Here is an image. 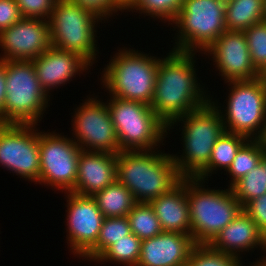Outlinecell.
I'll list each match as a JSON object with an SVG mask.
<instances>
[{
	"mask_svg": "<svg viewBox=\"0 0 266 266\" xmlns=\"http://www.w3.org/2000/svg\"><path fill=\"white\" fill-rule=\"evenodd\" d=\"M259 75L266 80V64L259 70Z\"/></svg>",
	"mask_w": 266,
	"mask_h": 266,
	"instance_id": "40",
	"label": "cell"
},
{
	"mask_svg": "<svg viewBox=\"0 0 266 266\" xmlns=\"http://www.w3.org/2000/svg\"><path fill=\"white\" fill-rule=\"evenodd\" d=\"M182 2L183 0H139L132 9L174 23L182 9Z\"/></svg>",
	"mask_w": 266,
	"mask_h": 266,
	"instance_id": "32",
	"label": "cell"
},
{
	"mask_svg": "<svg viewBox=\"0 0 266 266\" xmlns=\"http://www.w3.org/2000/svg\"><path fill=\"white\" fill-rule=\"evenodd\" d=\"M253 65L259 71L266 64V22L255 23L244 31Z\"/></svg>",
	"mask_w": 266,
	"mask_h": 266,
	"instance_id": "31",
	"label": "cell"
},
{
	"mask_svg": "<svg viewBox=\"0 0 266 266\" xmlns=\"http://www.w3.org/2000/svg\"><path fill=\"white\" fill-rule=\"evenodd\" d=\"M105 218L127 216L137 203L132 193L117 179L92 195Z\"/></svg>",
	"mask_w": 266,
	"mask_h": 266,
	"instance_id": "22",
	"label": "cell"
},
{
	"mask_svg": "<svg viewBox=\"0 0 266 266\" xmlns=\"http://www.w3.org/2000/svg\"><path fill=\"white\" fill-rule=\"evenodd\" d=\"M75 112L73 127L77 141L74 139V142L81 150L111 154L120 152L117 132L105 103L89 98Z\"/></svg>",
	"mask_w": 266,
	"mask_h": 266,
	"instance_id": "13",
	"label": "cell"
},
{
	"mask_svg": "<svg viewBox=\"0 0 266 266\" xmlns=\"http://www.w3.org/2000/svg\"><path fill=\"white\" fill-rule=\"evenodd\" d=\"M130 233L127 216L104 218L97 243L83 257L97 260L115 241Z\"/></svg>",
	"mask_w": 266,
	"mask_h": 266,
	"instance_id": "25",
	"label": "cell"
},
{
	"mask_svg": "<svg viewBox=\"0 0 266 266\" xmlns=\"http://www.w3.org/2000/svg\"><path fill=\"white\" fill-rule=\"evenodd\" d=\"M80 152L74 140L55 133H39V183L68 190V195L75 187Z\"/></svg>",
	"mask_w": 266,
	"mask_h": 266,
	"instance_id": "11",
	"label": "cell"
},
{
	"mask_svg": "<svg viewBox=\"0 0 266 266\" xmlns=\"http://www.w3.org/2000/svg\"><path fill=\"white\" fill-rule=\"evenodd\" d=\"M154 152L135 150L116 154V178L132 193L136 202L149 203L183 179L172 155Z\"/></svg>",
	"mask_w": 266,
	"mask_h": 266,
	"instance_id": "2",
	"label": "cell"
},
{
	"mask_svg": "<svg viewBox=\"0 0 266 266\" xmlns=\"http://www.w3.org/2000/svg\"><path fill=\"white\" fill-rule=\"evenodd\" d=\"M262 161L266 164V150H265V152H264V154H263Z\"/></svg>",
	"mask_w": 266,
	"mask_h": 266,
	"instance_id": "43",
	"label": "cell"
},
{
	"mask_svg": "<svg viewBox=\"0 0 266 266\" xmlns=\"http://www.w3.org/2000/svg\"><path fill=\"white\" fill-rule=\"evenodd\" d=\"M194 54L173 50L159 59L150 106L166 126L210 101L197 83Z\"/></svg>",
	"mask_w": 266,
	"mask_h": 266,
	"instance_id": "1",
	"label": "cell"
},
{
	"mask_svg": "<svg viewBox=\"0 0 266 266\" xmlns=\"http://www.w3.org/2000/svg\"><path fill=\"white\" fill-rule=\"evenodd\" d=\"M4 61H32L52 46L50 25L39 18H21L0 32Z\"/></svg>",
	"mask_w": 266,
	"mask_h": 266,
	"instance_id": "14",
	"label": "cell"
},
{
	"mask_svg": "<svg viewBox=\"0 0 266 266\" xmlns=\"http://www.w3.org/2000/svg\"><path fill=\"white\" fill-rule=\"evenodd\" d=\"M34 126L0 124V164L16 175L39 183V132Z\"/></svg>",
	"mask_w": 266,
	"mask_h": 266,
	"instance_id": "12",
	"label": "cell"
},
{
	"mask_svg": "<svg viewBox=\"0 0 266 266\" xmlns=\"http://www.w3.org/2000/svg\"><path fill=\"white\" fill-rule=\"evenodd\" d=\"M131 232L140 240L155 237L163 232L160 222L149 203L137 202L127 214Z\"/></svg>",
	"mask_w": 266,
	"mask_h": 266,
	"instance_id": "27",
	"label": "cell"
},
{
	"mask_svg": "<svg viewBox=\"0 0 266 266\" xmlns=\"http://www.w3.org/2000/svg\"><path fill=\"white\" fill-rule=\"evenodd\" d=\"M215 105L210 100L167 126L168 129L177 121L185 122L182 133L185 155L181 158L172 155L182 178H196L208 166L214 144L225 131L222 112Z\"/></svg>",
	"mask_w": 266,
	"mask_h": 266,
	"instance_id": "3",
	"label": "cell"
},
{
	"mask_svg": "<svg viewBox=\"0 0 266 266\" xmlns=\"http://www.w3.org/2000/svg\"><path fill=\"white\" fill-rule=\"evenodd\" d=\"M149 204L152 206L163 232L191 235L187 178H183L170 191L152 199Z\"/></svg>",
	"mask_w": 266,
	"mask_h": 266,
	"instance_id": "21",
	"label": "cell"
},
{
	"mask_svg": "<svg viewBox=\"0 0 266 266\" xmlns=\"http://www.w3.org/2000/svg\"><path fill=\"white\" fill-rule=\"evenodd\" d=\"M261 21H263V0H226L227 31L244 32Z\"/></svg>",
	"mask_w": 266,
	"mask_h": 266,
	"instance_id": "23",
	"label": "cell"
},
{
	"mask_svg": "<svg viewBox=\"0 0 266 266\" xmlns=\"http://www.w3.org/2000/svg\"><path fill=\"white\" fill-rule=\"evenodd\" d=\"M195 245L191 235L162 232L142 240L137 266H185Z\"/></svg>",
	"mask_w": 266,
	"mask_h": 266,
	"instance_id": "17",
	"label": "cell"
},
{
	"mask_svg": "<svg viewBox=\"0 0 266 266\" xmlns=\"http://www.w3.org/2000/svg\"><path fill=\"white\" fill-rule=\"evenodd\" d=\"M242 208L251 200L266 193V164H257L249 173L230 186Z\"/></svg>",
	"mask_w": 266,
	"mask_h": 266,
	"instance_id": "26",
	"label": "cell"
},
{
	"mask_svg": "<svg viewBox=\"0 0 266 266\" xmlns=\"http://www.w3.org/2000/svg\"><path fill=\"white\" fill-rule=\"evenodd\" d=\"M23 18L49 20L58 0H15ZM45 17V18H44ZM47 17V18H46Z\"/></svg>",
	"mask_w": 266,
	"mask_h": 266,
	"instance_id": "33",
	"label": "cell"
},
{
	"mask_svg": "<svg viewBox=\"0 0 266 266\" xmlns=\"http://www.w3.org/2000/svg\"><path fill=\"white\" fill-rule=\"evenodd\" d=\"M95 20L100 18L79 4L58 0L48 20L52 46L77 53L92 64L97 55Z\"/></svg>",
	"mask_w": 266,
	"mask_h": 266,
	"instance_id": "9",
	"label": "cell"
},
{
	"mask_svg": "<svg viewBox=\"0 0 266 266\" xmlns=\"http://www.w3.org/2000/svg\"><path fill=\"white\" fill-rule=\"evenodd\" d=\"M47 95L32 61H6L4 124L36 125L47 107Z\"/></svg>",
	"mask_w": 266,
	"mask_h": 266,
	"instance_id": "6",
	"label": "cell"
},
{
	"mask_svg": "<svg viewBox=\"0 0 266 266\" xmlns=\"http://www.w3.org/2000/svg\"><path fill=\"white\" fill-rule=\"evenodd\" d=\"M263 21L266 22V0H263Z\"/></svg>",
	"mask_w": 266,
	"mask_h": 266,
	"instance_id": "41",
	"label": "cell"
},
{
	"mask_svg": "<svg viewBox=\"0 0 266 266\" xmlns=\"http://www.w3.org/2000/svg\"><path fill=\"white\" fill-rule=\"evenodd\" d=\"M202 181L187 178V200L191 222V236L195 244H209L215 236L242 211L231 188L209 190Z\"/></svg>",
	"mask_w": 266,
	"mask_h": 266,
	"instance_id": "4",
	"label": "cell"
},
{
	"mask_svg": "<svg viewBox=\"0 0 266 266\" xmlns=\"http://www.w3.org/2000/svg\"><path fill=\"white\" fill-rule=\"evenodd\" d=\"M242 210L252 218L259 230L266 236V193L249 201Z\"/></svg>",
	"mask_w": 266,
	"mask_h": 266,
	"instance_id": "34",
	"label": "cell"
},
{
	"mask_svg": "<svg viewBox=\"0 0 266 266\" xmlns=\"http://www.w3.org/2000/svg\"><path fill=\"white\" fill-rule=\"evenodd\" d=\"M5 100H6V61L0 60V124H4Z\"/></svg>",
	"mask_w": 266,
	"mask_h": 266,
	"instance_id": "37",
	"label": "cell"
},
{
	"mask_svg": "<svg viewBox=\"0 0 266 266\" xmlns=\"http://www.w3.org/2000/svg\"><path fill=\"white\" fill-rule=\"evenodd\" d=\"M118 3V7L120 10L124 9H130L132 10V8L137 4V2L139 0H116Z\"/></svg>",
	"mask_w": 266,
	"mask_h": 266,
	"instance_id": "38",
	"label": "cell"
},
{
	"mask_svg": "<svg viewBox=\"0 0 266 266\" xmlns=\"http://www.w3.org/2000/svg\"><path fill=\"white\" fill-rule=\"evenodd\" d=\"M248 140L244 135L224 131L214 144L208 166L196 178L204 182V178L217 167L228 170L238 150Z\"/></svg>",
	"mask_w": 266,
	"mask_h": 266,
	"instance_id": "24",
	"label": "cell"
},
{
	"mask_svg": "<svg viewBox=\"0 0 266 266\" xmlns=\"http://www.w3.org/2000/svg\"><path fill=\"white\" fill-rule=\"evenodd\" d=\"M32 62L37 78L47 94L50 88L65 84L78 71H84L91 66L77 53L61 50L53 46L49 47Z\"/></svg>",
	"mask_w": 266,
	"mask_h": 266,
	"instance_id": "19",
	"label": "cell"
},
{
	"mask_svg": "<svg viewBox=\"0 0 266 266\" xmlns=\"http://www.w3.org/2000/svg\"><path fill=\"white\" fill-rule=\"evenodd\" d=\"M22 18L15 0H0V32Z\"/></svg>",
	"mask_w": 266,
	"mask_h": 266,
	"instance_id": "36",
	"label": "cell"
},
{
	"mask_svg": "<svg viewBox=\"0 0 266 266\" xmlns=\"http://www.w3.org/2000/svg\"><path fill=\"white\" fill-rule=\"evenodd\" d=\"M261 261H257V263L254 264L253 266H266V257L265 259L263 258Z\"/></svg>",
	"mask_w": 266,
	"mask_h": 266,
	"instance_id": "42",
	"label": "cell"
},
{
	"mask_svg": "<svg viewBox=\"0 0 266 266\" xmlns=\"http://www.w3.org/2000/svg\"><path fill=\"white\" fill-rule=\"evenodd\" d=\"M116 173V154L81 150L75 187L71 192L92 196L112 184L117 179Z\"/></svg>",
	"mask_w": 266,
	"mask_h": 266,
	"instance_id": "18",
	"label": "cell"
},
{
	"mask_svg": "<svg viewBox=\"0 0 266 266\" xmlns=\"http://www.w3.org/2000/svg\"><path fill=\"white\" fill-rule=\"evenodd\" d=\"M229 85L233 86L228 96L226 118L222 116L225 131L257 139L266 120V80L259 77L230 81Z\"/></svg>",
	"mask_w": 266,
	"mask_h": 266,
	"instance_id": "10",
	"label": "cell"
},
{
	"mask_svg": "<svg viewBox=\"0 0 266 266\" xmlns=\"http://www.w3.org/2000/svg\"><path fill=\"white\" fill-rule=\"evenodd\" d=\"M225 9V0H183L182 9L174 21L180 28L174 51L207 50L227 31Z\"/></svg>",
	"mask_w": 266,
	"mask_h": 266,
	"instance_id": "8",
	"label": "cell"
},
{
	"mask_svg": "<svg viewBox=\"0 0 266 266\" xmlns=\"http://www.w3.org/2000/svg\"><path fill=\"white\" fill-rule=\"evenodd\" d=\"M215 251L238 257L237 252L259 246L266 251V236L243 210L208 244Z\"/></svg>",
	"mask_w": 266,
	"mask_h": 266,
	"instance_id": "20",
	"label": "cell"
},
{
	"mask_svg": "<svg viewBox=\"0 0 266 266\" xmlns=\"http://www.w3.org/2000/svg\"><path fill=\"white\" fill-rule=\"evenodd\" d=\"M74 3L79 4L82 8L89 10L95 16L101 20L107 15H112V12L116 13L119 9L116 0H70Z\"/></svg>",
	"mask_w": 266,
	"mask_h": 266,
	"instance_id": "35",
	"label": "cell"
},
{
	"mask_svg": "<svg viewBox=\"0 0 266 266\" xmlns=\"http://www.w3.org/2000/svg\"><path fill=\"white\" fill-rule=\"evenodd\" d=\"M112 98V99H111ZM107 105L120 151L152 150L167 133V126L150 105L111 97Z\"/></svg>",
	"mask_w": 266,
	"mask_h": 266,
	"instance_id": "7",
	"label": "cell"
},
{
	"mask_svg": "<svg viewBox=\"0 0 266 266\" xmlns=\"http://www.w3.org/2000/svg\"><path fill=\"white\" fill-rule=\"evenodd\" d=\"M141 242L132 232L124 238L115 241L97 261H117L127 266H137L141 253Z\"/></svg>",
	"mask_w": 266,
	"mask_h": 266,
	"instance_id": "29",
	"label": "cell"
},
{
	"mask_svg": "<svg viewBox=\"0 0 266 266\" xmlns=\"http://www.w3.org/2000/svg\"><path fill=\"white\" fill-rule=\"evenodd\" d=\"M239 259L215 251L208 244H196L185 266H242Z\"/></svg>",
	"mask_w": 266,
	"mask_h": 266,
	"instance_id": "30",
	"label": "cell"
},
{
	"mask_svg": "<svg viewBox=\"0 0 266 266\" xmlns=\"http://www.w3.org/2000/svg\"><path fill=\"white\" fill-rule=\"evenodd\" d=\"M117 54L104 70L105 87L113 97L151 105L159 59L135 50Z\"/></svg>",
	"mask_w": 266,
	"mask_h": 266,
	"instance_id": "5",
	"label": "cell"
},
{
	"mask_svg": "<svg viewBox=\"0 0 266 266\" xmlns=\"http://www.w3.org/2000/svg\"><path fill=\"white\" fill-rule=\"evenodd\" d=\"M213 55L221 76L227 82L259 78L253 65L244 32L225 31L207 49Z\"/></svg>",
	"mask_w": 266,
	"mask_h": 266,
	"instance_id": "16",
	"label": "cell"
},
{
	"mask_svg": "<svg viewBox=\"0 0 266 266\" xmlns=\"http://www.w3.org/2000/svg\"><path fill=\"white\" fill-rule=\"evenodd\" d=\"M261 146L266 150V120L264 122V127L261 135L257 138Z\"/></svg>",
	"mask_w": 266,
	"mask_h": 266,
	"instance_id": "39",
	"label": "cell"
},
{
	"mask_svg": "<svg viewBox=\"0 0 266 266\" xmlns=\"http://www.w3.org/2000/svg\"><path fill=\"white\" fill-rule=\"evenodd\" d=\"M67 198V239L72 252L83 257L97 243L105 217L92 196L69 192Z\"/></svg>",
	"mask_w": 266,
	"mask_h": 266,
	"instance_id": "15",
	"label": "cell"
},
{
	"mask_svg": "<svg viewBox=\"0 0 266 266\" xmlns=\"http://www.w3.org/2000/svg\"><path fill=\"white\" fill-rule=\"evenodd\" d=\"M250 142V143H249ZM265 149L261 146L260 142L252 138L248 140L237 152L233 162L228 168V172L232 175V186L253 168L262 161Z\"/></svg>",
	"mask_w": 266,
	"mask_h": 266,
	"instance_id": "28",
	"label": "cell"
}]
</instances>
